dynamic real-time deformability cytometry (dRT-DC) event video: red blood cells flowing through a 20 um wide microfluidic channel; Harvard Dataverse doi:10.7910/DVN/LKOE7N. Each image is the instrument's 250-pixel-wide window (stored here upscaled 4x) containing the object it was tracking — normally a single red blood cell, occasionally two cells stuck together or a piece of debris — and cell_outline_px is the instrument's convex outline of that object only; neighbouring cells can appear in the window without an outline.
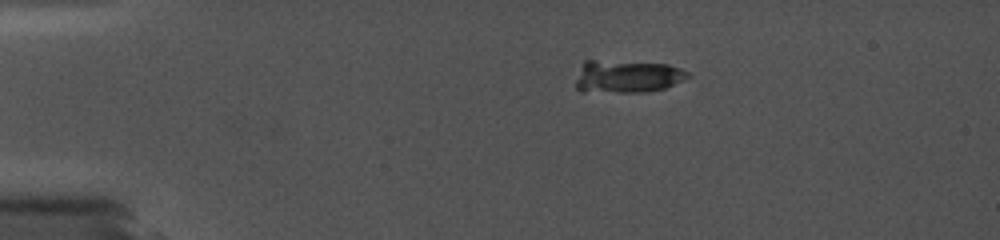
{"species": "common noctule bat (a hibernating species)", "species_latin": "Nyctalus noctula", "temperature_condition": "cold", "stored_images_in_passage": 4, "camera_frame_rate_fps": 5000, "um_per_image_px": 0.085, "animal": {"sex": "female", "body_mass_g": 19.0, "forearm_length_mm": 56.7}, "frame": {"image": 1, "passage_image": 1, "time_ms": 0.0, "image_size_px": [1000, 240], "cell_outline_px": [[692, 76], [664, 88], [644, 92], [580, 92], [576, 88], [576, 80], [584, 60], [596, 60], [668, 64], [680, 68], [688, 72]], "centroid_in_image_um": [53.29, 6.5], "position_along_channel_um": 31.7, "area_um2": 21.33}}